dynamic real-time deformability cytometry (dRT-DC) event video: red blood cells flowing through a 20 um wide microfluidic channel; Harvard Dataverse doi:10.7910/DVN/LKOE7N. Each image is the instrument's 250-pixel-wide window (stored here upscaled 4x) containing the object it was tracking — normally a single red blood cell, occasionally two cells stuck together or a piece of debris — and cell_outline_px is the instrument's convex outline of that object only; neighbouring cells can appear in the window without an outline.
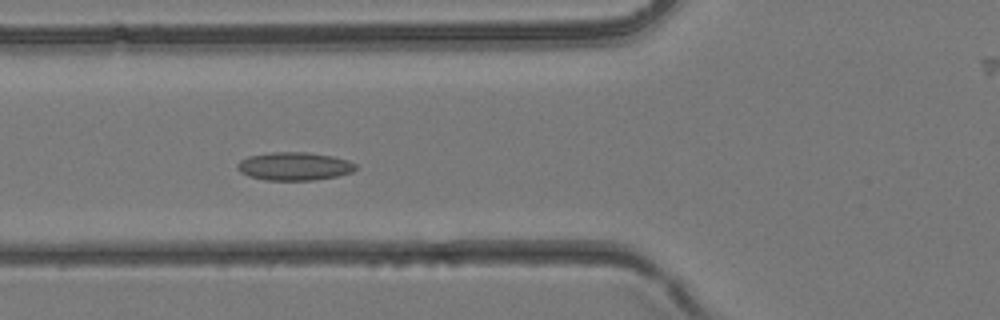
{"species": "common noctule bat (a hibernating species)", "species_latin": "Nyctalus noctula", "temperature_condition": "room temperature", "stored_images_in_passage": 31, "camera_frame_rate_fps": 3000, "um_per_image_px": 0.085, "animal": {"sex": "female", "body_mass_g": 24.6, "forearm_length_mm": 56.2}, "frame": {"image": 1, "passage_image": 12, "time_ms": 3.667, "image_size_px": [1000, 320], "cell_outline_px": [[356, 168], [352, 172], [336, 176], [312, 180], [264, 180], [248, 176], [240, 172], [236, 168], [236, 164], [240, 160], [248, 156], [272, 152], [308, 152], [332, 156], [348, 160], [356, 164]], "centroid_in_image_um": [24.98, 14.13], "position_along_channel_um": 100.8, "area_um2": 19.48}}
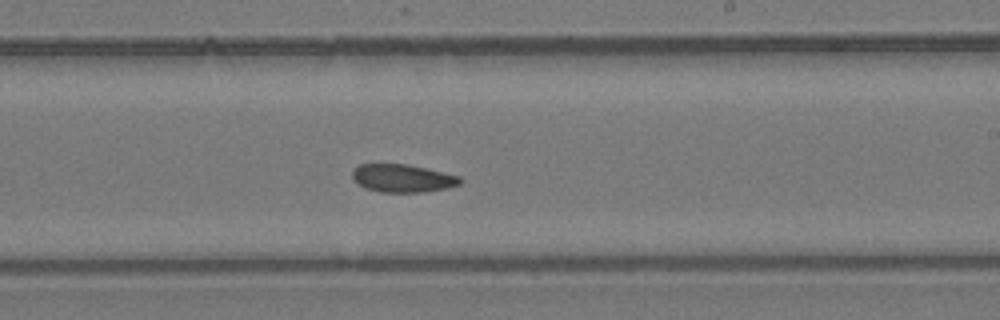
{"frame": {"image": 2, "passage_image": 21, "time_ms": 6.667, "image_size_px": [1000, 320], "cell_outline_px": [[464, 180], [460, 184], [448, 188], [424, 192], [380, 192], [364, 188], [352, 176], [352, 168], [360, 164], [408, 164], [460, 176]], "centroid_in_image_um": [34.24, 15.15], "position_along_channel_um": 254.8, "area_um2": 17.63}}
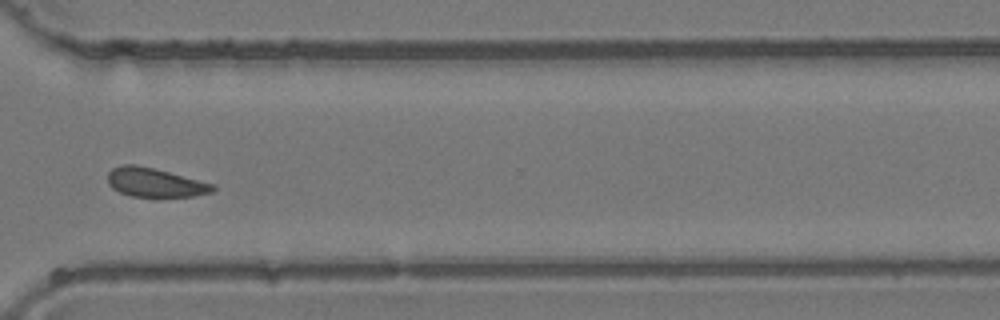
{"frame": {"image": 3, "passage_image": 27, "time_ms": 8.667, "image_size_px": [1000, 320], "cell_outline_px": [[216, 188], [212, 192], [192, 196], [128, 196], [112, 188], [108, 184], [108, 172], [112, 168], [120, 164], [136, 164], [216, 184]], "centroid_in_image_um": [13.15, 15.5], "position_along_channel_um": 357.5, "area_um2": 17.69}}